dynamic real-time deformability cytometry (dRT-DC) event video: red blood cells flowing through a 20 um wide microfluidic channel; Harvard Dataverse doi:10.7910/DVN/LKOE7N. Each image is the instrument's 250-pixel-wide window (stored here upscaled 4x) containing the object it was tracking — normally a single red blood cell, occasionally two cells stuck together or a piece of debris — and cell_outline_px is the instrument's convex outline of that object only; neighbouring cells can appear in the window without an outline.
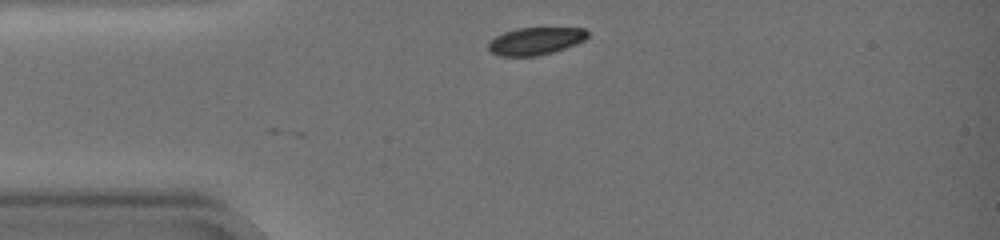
{"species": "common noctule bat (a hibernating species)", "species_latin": "Nyctalus noctula", "temperature_condition": "warm", "stored_images_in_passage": 2, "camera_frame_rate_fps": 3000, "um_per_image_px": 0.085, "animal": {"sex": "female", "body_mass_g": 19.0, "forearm_length_mm": 51.5}, "frame": {"image": 1, "passage_image": 2, "time_ms": 0.333, "image_size_px": [1000, 240], "cell_outline_px": [[588, 36], [584, 40], [576, 44], [552, 52], [536, 56], [500, 56], [492, 52], [488, 48], [488, 44], [496, 36], [504, 32], [516, 28], [584, 28], [588, 32]], "centroid_in_image_um": [45.52, 3.48], "position_along_channel_um": 39.5, "area_um2": 15.72}}